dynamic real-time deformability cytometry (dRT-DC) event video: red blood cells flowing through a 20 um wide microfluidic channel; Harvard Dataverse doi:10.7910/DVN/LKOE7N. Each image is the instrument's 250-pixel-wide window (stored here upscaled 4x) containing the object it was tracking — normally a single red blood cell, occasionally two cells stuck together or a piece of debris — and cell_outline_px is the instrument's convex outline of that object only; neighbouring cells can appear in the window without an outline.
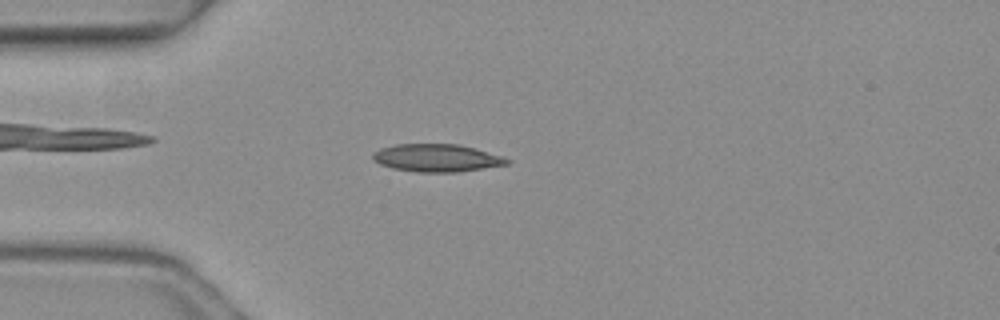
{"species": "common noctule bat (a hibernating species)", "species_latin": "Nyctalus noctula", "temperature_condition": "warm", "stored_images_in_passage": 2, "camera_frame_rate_fps": 3000, "um_per_image_px": 0.085, "animal": {"sex": "female", "body_mass_g": 19.3, "forearm_length_mm": 54.1}, "frame": {"image": 1, "passage_image": 2, "time_ms": 0.333, "image_size_px": [1000, 320], "cell_outline_px": [[512, 160], [508, 164], [456, 172], [416, 172], [392, 168], [380, 164], [372, 160], [372, 152], [380, 148], [396, 144], [460, 144], [500, 156]], "centroid_in_image_um": [37.06, 13.42], "position_along_channel_um": 47.9, "area_um2": 21.56}}